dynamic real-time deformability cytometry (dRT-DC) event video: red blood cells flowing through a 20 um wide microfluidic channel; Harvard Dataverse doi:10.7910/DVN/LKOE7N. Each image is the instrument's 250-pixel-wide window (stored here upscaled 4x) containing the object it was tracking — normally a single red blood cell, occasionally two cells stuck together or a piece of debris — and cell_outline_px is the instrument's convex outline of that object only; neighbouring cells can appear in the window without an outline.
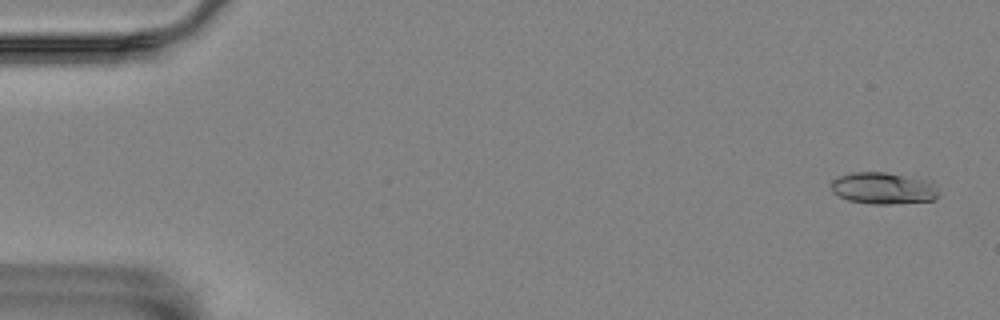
{"species": "Egyptian fruit bat (a non-hibernating species)", "species_latin": "Rousettus aegyptiacus", "temperature_condition": "room temperature", "stored_images_in_passage": 4, "camera_frame_rate_fps": 3000, "um_per_image_px": 0.085, "animal": {"sex": "female"}, "frame": {"image": 1, "passage_image": 1, "time_ms": 0.0, "image_size_px": [1000, 320], "cell_outline_px": [[936, 196], [932, 200], [888, 204], [872, 204], [848, 200], [832, 192], [832, 180], [840, 176], [852, 172], [884, 172], [924, 180], [932, 184], [936, 192]], "centroid_in_image_um": [74.99, 16.0], "position_along_channel_um": 10.0, "area_um2": 19.25}}